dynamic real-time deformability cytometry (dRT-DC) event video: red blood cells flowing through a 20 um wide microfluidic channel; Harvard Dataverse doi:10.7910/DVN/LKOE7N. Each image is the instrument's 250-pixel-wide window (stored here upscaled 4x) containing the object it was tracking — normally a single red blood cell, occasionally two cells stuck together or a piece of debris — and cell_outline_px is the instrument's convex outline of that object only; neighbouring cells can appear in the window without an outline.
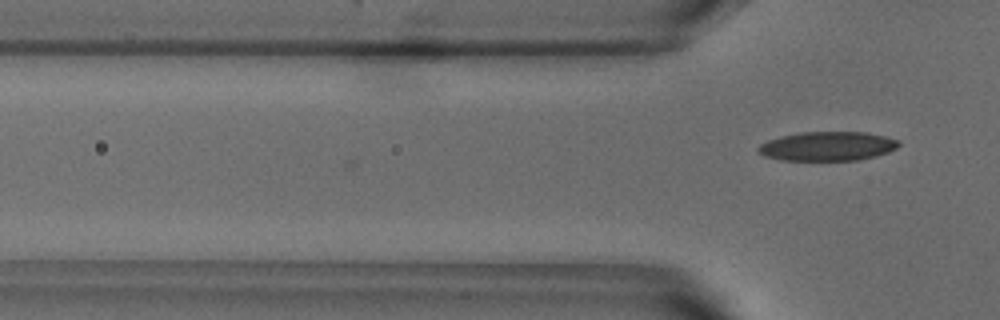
{"species": "common noctule bat (a hibernating species)", "species_latin": "Nyctalus noctula", "temperature_condition": "warm", "stored_images_in_passage": 3, "camera_frame_rate_fps": 3000, "um_per_image_px": 0.085, "animal": {"sex": "male", "body_mass_g": 18.8}, "frame": {"image": 1, "passage_image": 3, "time_ms": 0.667, "image_size_px": [1000, 320], "cell_outline_px": [[900, 144], [896, 148], [888, 152], [876, 156], [860, 160], [780, 160], [764, 156], [756, 152], [756, 148], [760, 144], [768, 140], [780, 136], [800, 132], [868, 132], [900, 140]], "centroid_in_image_um": [70.32, 12.43], "position_along_channel_um": 55.5, "area_um2": 24.1}}